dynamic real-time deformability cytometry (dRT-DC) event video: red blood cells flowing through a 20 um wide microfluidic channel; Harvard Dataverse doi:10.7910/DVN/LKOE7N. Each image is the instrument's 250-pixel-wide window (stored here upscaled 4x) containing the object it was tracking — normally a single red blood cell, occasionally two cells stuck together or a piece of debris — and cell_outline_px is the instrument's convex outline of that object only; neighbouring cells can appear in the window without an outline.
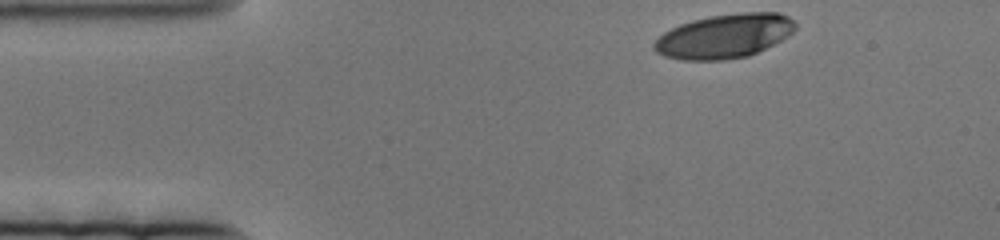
{"species": "human", "species_latin": "Homo sapiens", "temperature_condition": "cold", "stored_images_in_passage": 72, "camera_frame_rate_fps": 3000, "um_per_image_px": 0.085, "donor": {"sex": "female"}, "frame": {"image": 1, "passage_image": 1, "time_ms": 0.0, "image_size_px": [1000, 240], "cell_outline_px": [[796, 28], [788, 36], [748, 56], [724, 60], [684, 60], [664, 56], [656, 52], [652, 48], [652, 44], [664, 32], [680, 24], [692, 20], [712, 16], [740, 12], [780, 12], [788, 16], [796, 24]], "centroid_in_image_um": [61.56, 3.06], "position_along_channel_um": 23.4, "area_um2": 36.18}}
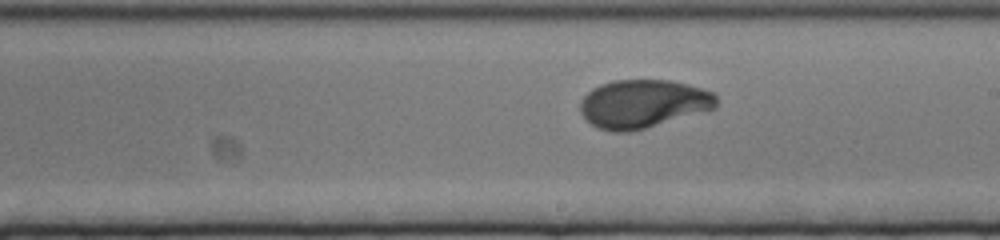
{"frame": {"image": 2, "passage_image": 35, "time_ms": 11.333, "image_size_px": [1000, 240], "cell_outline_px": [[716, 108], [632, 132], [612, 132], [596, 128], [580, 112], [580, 100], [592, 88], [600, 84], [616, 80], [672, 80], [688, 84], [716, 92]], "centroid_in_image_um": [54.66, 8.82], "position_along_channel_um": 234.3, "area_um2": 38.55}}
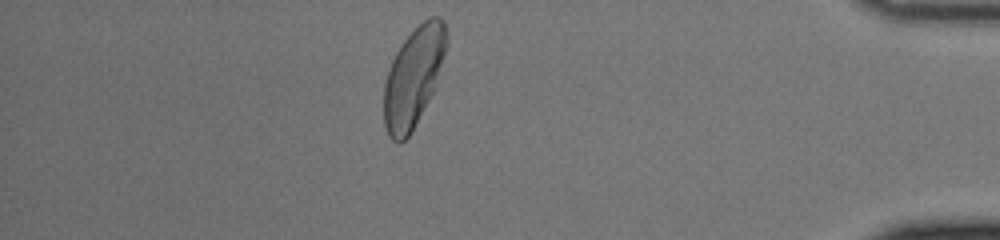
{"frame": {"image": 3, "passage_image": 61, "time_ms": 20.0, "image_size_px": [1000, 240], "cell_outline_px": [[448, 44], [436, 88], [412, 132], [400, 144], [396, 144], [388, 136], [384, 124], [384, 84], [388, 68], [400, 44], [428, 16], [440, 16], [444, 20], [448, 32]], "centroid_in_image_um": [35.17, 6.55], "position_along_channel_um": 400.0, "area_um2": 36.99}}